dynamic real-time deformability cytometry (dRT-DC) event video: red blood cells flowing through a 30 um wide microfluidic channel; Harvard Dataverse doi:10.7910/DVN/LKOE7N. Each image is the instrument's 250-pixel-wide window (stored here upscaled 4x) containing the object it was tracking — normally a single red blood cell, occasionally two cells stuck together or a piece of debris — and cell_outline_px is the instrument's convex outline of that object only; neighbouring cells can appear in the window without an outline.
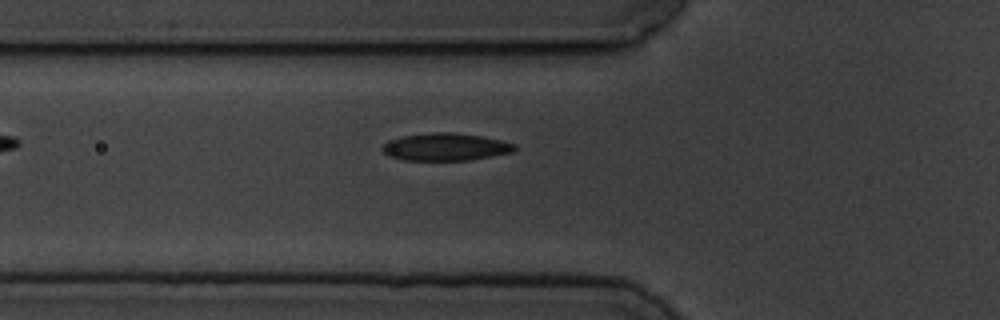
{"species": "common noctule bat (a hibernating species)", "species_latin": "Nyctalus noctula", "temperature_condition": "cold", "stored_images_in_passage": 5, "camera_frame_rate_fps": 3000, "um_per_image_px": 0.085, "animal": {"sex": "male", "body_mass_g": 19.5, "forearm_length_mm": 54.6}, "frame": {"image": 1, "passage_image": 5, "time_ms": 4.333, "image_size_px": [1000, 320], "cell_outline_px": [[516, 148], [512, 152], [492, 156], [468, 160], [404, 160], [388, 156], [380, 148], [388, 140], [404, 136], [436, 132], [452, 132], [480, 136], [500, 140], [516, 144]], "centroid_in_image_um": [37.85, 12.49], "position_along_channel_um": 87.9, "area_um2": 21.04}}